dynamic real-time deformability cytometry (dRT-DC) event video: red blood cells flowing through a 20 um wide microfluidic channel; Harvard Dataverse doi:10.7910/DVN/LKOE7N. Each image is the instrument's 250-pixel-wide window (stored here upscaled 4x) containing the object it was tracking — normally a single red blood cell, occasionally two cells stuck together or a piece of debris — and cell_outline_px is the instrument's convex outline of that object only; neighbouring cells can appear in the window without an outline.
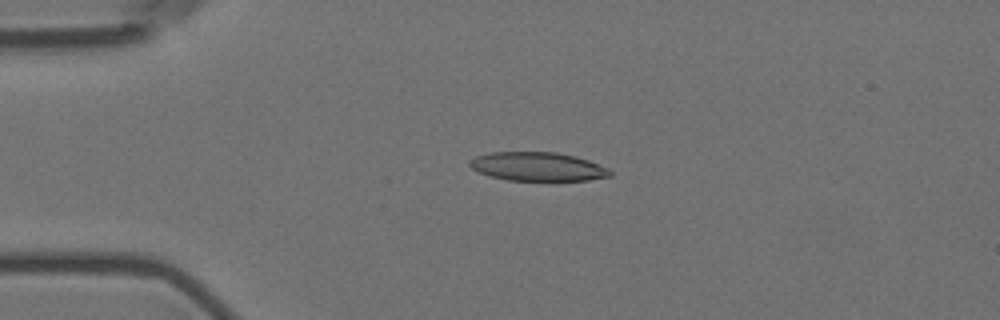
{"species": "Egyptian fruit bat (a non-hibernating species)", "species_latin": "Rousettus aegyptiacus", "temperature_condition": "room temperature", "stored_images_in_passage": 55, "camera_frame_rate_fps": 3000, "um_per_image_px": 0.085, "animal": {"sex": "female"}, "frame": {"image": 1, "passage_image": 12, "time_ms": 3.667, "image_size_px": [1000, 320], "cell_outline_px": [[612, 176], [588, 180], [508, 180], [488, 176], [472, 168], [468, 164], [468, 160], [476, 156], [492, 152], [556, 152], [588, 160], [608, 168], [612, 172]], "centroid_in_image_um": [45.68, 14.16], "position_along_channel_um": 39.3, "area_um2": 23.41}}
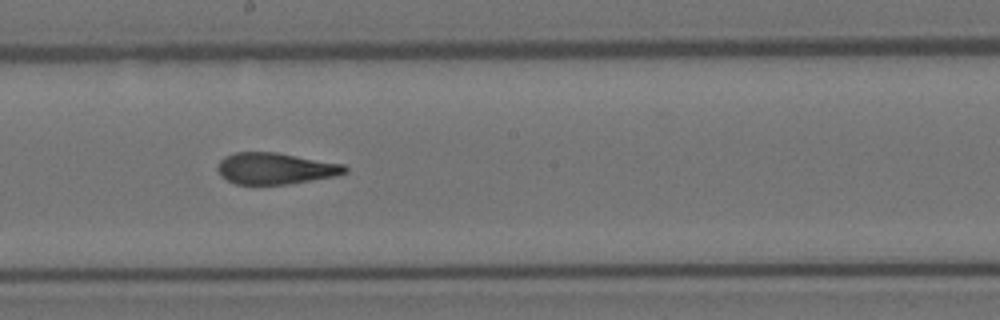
{"frame": {"image": 2, "passage_image": 30, "time_ms": 9.667, "image_size_px": [1000, 320], "cell_outline_px": [[348, 172], [336, 176], [288, 184], [236, 184], [220, 176], [216, 168], [220, 160], [224, 156], [236, 152], [276, 152], [344, 164], [348, 168]], "centroid_in_image_um": [23.4, 14.31], "position_along_channel_um": 224.8, "area_um2": 23.41}}
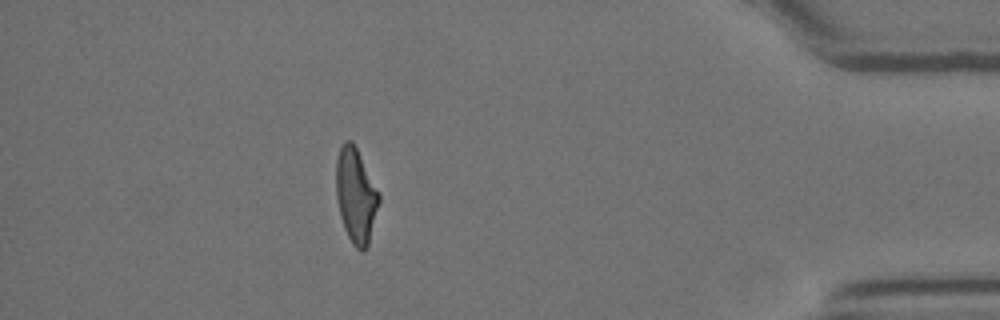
{"frame": {"image": 3, "passage_image": 49, "time_ms": 16.0, "image_size_px": [1000, 320], "cell_outline_px": [[380, 200], [368, 244], [364, 252], [360, 252], [352, 244], [344, 228], [340, 216], [336, 200], [336, 160], [340, 148], [344, 140], [352, 140], [380, 192]], "centroid_in_image_um": [30.24, 16.62], "position_along_channel_um": 405.0, "area_um2": 23.81}, "authors_computed_cell_mechanics": {"area_um2": 23.9292, "velocity_mm_per_s": 3.5909, "shape_relaxation_time_tau1_ms": null, "shape_relaxation_time_tau2_ms": 2.1372, "deformation_change_tau1": null, "deformation_change_tau2": 0.1167}}